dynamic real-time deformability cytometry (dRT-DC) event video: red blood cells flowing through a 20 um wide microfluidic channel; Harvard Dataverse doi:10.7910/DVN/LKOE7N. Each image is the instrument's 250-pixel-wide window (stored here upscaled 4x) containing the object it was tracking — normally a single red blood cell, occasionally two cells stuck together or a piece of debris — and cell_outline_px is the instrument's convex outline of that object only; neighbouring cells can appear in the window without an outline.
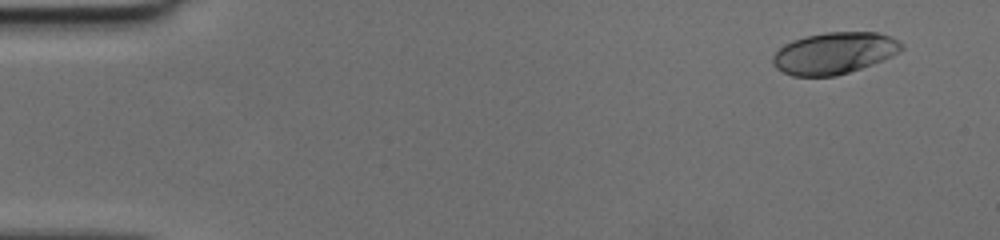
{"species": "human", "species_latin": "Homo sapiens", "temperature_condition": "cold", "stored_images_in_passage": 14, "camera_frame_rate_fps": 3000, "um_per_image_px": 0.085, "donor": {"sex": "female"}, "frame": {"image": 1, "passage_image": 4, "time_ms": 1.0, "image_size_px": [1000, 240], "cell_outline_px": [[904, 48], [880, 60], [860, 68], [848, 72], [832, 76], [792, 76], [776, 68], [772, 60], [772, 56], [784, 44], [792, 40], [808, 36], [828, 32], [876, 32], [888, 36], [904, 44]], "centroid_in_image_um": [70.86, 4.51], "position_along_channel_um": 14.1, "area_um2": 30.63}}